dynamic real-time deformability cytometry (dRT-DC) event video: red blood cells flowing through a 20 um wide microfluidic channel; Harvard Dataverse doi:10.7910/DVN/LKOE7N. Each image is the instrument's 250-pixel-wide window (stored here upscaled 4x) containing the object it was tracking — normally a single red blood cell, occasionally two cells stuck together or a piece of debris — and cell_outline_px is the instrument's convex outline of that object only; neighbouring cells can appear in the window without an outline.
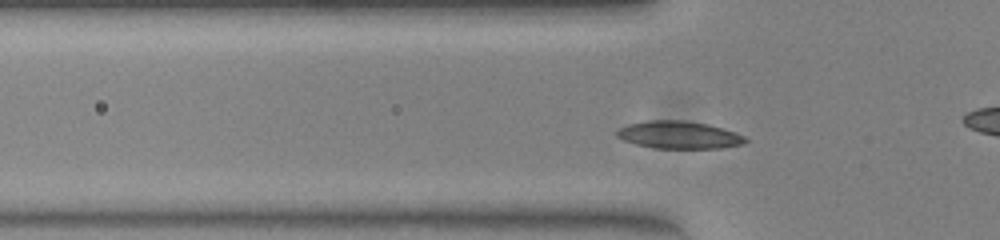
{"species": "common noctule bat (a hibernating species)", "species_latin": "Nyctalus noctula", "temperature_condition": "warm", "stored_images_in_passage": 47, "camera_frame_rate_fps": 3000, "um_per_image_px": 0.085, "animal": {"sex": "female", "body_mass_g": 23.0, "forearm_length_mm": 53.4}, "frame": {"image": 1, "passage_image": 11, "time_ms": 3.333, "image_size_px": [1000, 240], "cell_outline_px": [[748, 140], [744, 144], [720, 148], [656, 148], [636, 144], [624, 140], [616, 136], [616, 132], [620, 128], [628, 124], [648, 120], [684, 120], [708, 124], [736, 132], [744, 136]], "centroid_in_image_um": [57.73, 11.46], "position_along_channel_um": 68.1, "area_um2": 20.58}}
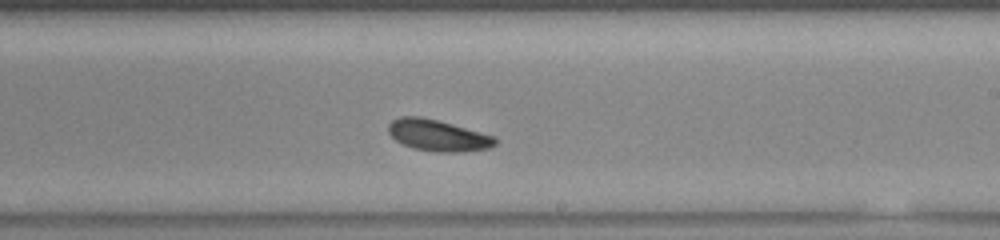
{"frame": {"image": 2, "passage_image": 25, "time_ms": 8.0, "image_size_px": [1000, 240], "cell_outline_px": [[496, 144], [492, 148], [464, 152], [436, 152], [412, 148], [396, 140], [388, 132], [388, 124], [392, 120], [400, 116], [420, 116], [436, 120], [492, 136], [496, 140]], "centroid_in_image_um": [37.18, 11.52], "position_along_channel_um": 251.8, "area_um2": 19.31}}
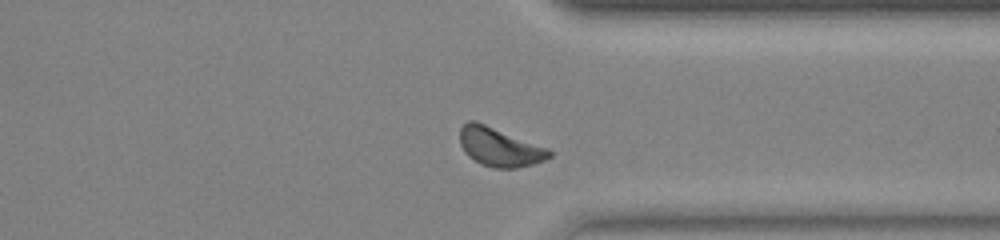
{"frame": {"image": 3, "passage_image": 34, "time_ms": 11.0, "image_size_px": [1000, 240], "cell_outline_px": [[552, 156], [544, 160], [532, 164], [516, 168], [492, 168], [480, 164], [468, 156], [464, 152], [460, 144], [460, 128], [468, 120], [476, 120], [548, 148], [552, 152]], "centroid_in_image_um": [42.44, 12.49], "position_along_channel_um": 369.0, "area_um2": 20.35}, "authors_computed_cell_mechanics": {"area_um2": 19.1896, "velocity_mm_per_s": 3.9436, "shape_relaxation_time_tau1_ms": 8.174, "shape_relaxation_time_tau2_ms": 10.3666, "deformation_change_tau1": 0.1692, "deformation_change_tau2": 0.172}}